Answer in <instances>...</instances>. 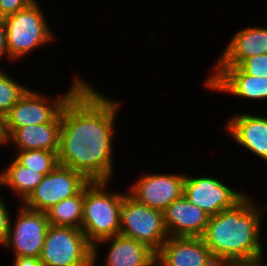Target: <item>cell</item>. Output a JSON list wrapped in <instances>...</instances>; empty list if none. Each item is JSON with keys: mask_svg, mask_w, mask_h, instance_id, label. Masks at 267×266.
<instances>
[{"mask_svg": "<svg viewBox=\"0 0 267 266\" xmlns=\"http://www.w3.org/2000/svg\"><path fill=\"white\" fill-rule=\"evenodd\" d=\"M119 102L86 82L61 110L58 162L89 181H109L113 172L112 136Z\"/></svg>", "mask_w": 267, "mask_h": 266, "instance_id": "obj_1", "label": "cell"}, {"mask_svg": "<svg viewBox=\"0 0 267 266\" xmlns=\"http://www.w3.org/2000/svg\"><path fill=\"white\" fill-rule=\"evenodd\" d=\"M254 205L245 196L232 208L209 217L202 239L221 265L262 259L259 231L263 210Z\"/></svg>", "mask_w": 267, "mask_h": 266, "instance_id": "obj_2", "label": "cell"}, {"mask_svg": "<svg viewBox=\"0 0 267 266\" xmlns=\"http://www.w3.org/2000/svg\"><path fill=\"white\" fill-rule=\"evenodd\" d=\"M107 184V181H90L84 187L81 230L92 246L120 233L121 207L125 194L105 192Z\"/></svg>", "mask_w": 267, "mask_h": 266, "instance_id": "obj_3", "label": "cell"}, {"mask_svg": "<svg viewBox=\"0 0 267 266\" xmlns=\"http://www.w3.org/2000/svg\"><path fill=\"white\" fill-rule=\"evenodd\" d=\"M39 259L42 266H93V246L81 229L49 225Z\"/></svg>", "mask_w": 267, "mask_h": 266, "instance_id": "obj_4", "label": "cell"}, {"mask_svg": "<svg viewBox=\"0 0 267 266\" xmlns=\"http://www.w3.org/2000/svg\"><path fill=\"white\" fill-rule=\"evenodd\" d=\"M157 253L169 237L163 211L150 208L125 194L121 207L120 233Z\"/></svg>", "mask_w": 267, "mask_h": 266, "instance_id": "obj_5", "label": "cell"}, {"mask_svg": "<svg viewBox=\"0 0 267 266\" xmlns=\"http://www.w3.org/2000/svg\"><path fill=\"white\" fill-rule=\"evenodd\" d=\"M38 5L35 1L27 8L4 18L10 59L20 58L53 38Z\"/></svg>", "mask_w": 267, "mask_h": 266, "instance_id": "obj_6", "label": "cell"}, {"mask_svg": "<svg viewBox=\"0 0 267 266\" xmlns=\"http://www.w3.org/2000/svg\"><path fill=\"white\" fill-rule=\"evenodd\" d=\"M79 77L75 79L64 96L48 105V99L28 89L19 101L5 115V129L9 135L14 129L27 125L52 122L60 113L68 99L84 84ZM47 103V104H46Z\"/></svg>", "mask_w": 267, "mask_h": 266, "instance_id": "obj_7", "label": "cell"}, {"mask_svg": "<svg viewBox=\"0 0 267 266\" xmlns=\"http://www.w3.org/2000/svg\"><path fill=\"white\" fill-rule=\"evenodd\" d=\"M90 181L80 172L58 164L46 174L24 201L28 209L46 212L60 201L77 195Z\"/></svg>", "mask_w": 267, "mask_h": 266, "instance_id": "obj_8", "label": "cell"}, {"mask_svg": "<svg viewBox=\"0 0 267 266\" xmlns=\"http://www.w3.org/2000/svg\"><path fill=\"white\" fill-rule=\"evenodd\" d=\"M17 216L19 217L14 228L10 223L8 236L3 245L15 249V257L39 258L49 227L46 212L34 211L23 206Z\"/></svg>", "mask_w": 267, "mask_h": 266, "instance_id": "obj_9", "label": "cell"}, {"mask_svg": "<svg viewBox=\"0 0 267 266\" xmlns=\"http://www.w3.org/2000/svg\"><path fill=\"white\" fill-rule=\"evenodd\" d=\"M184 195L209 216L235 206L246 195L236 192L215 178L187 177L184 182Z\"/></svg>", "mask_w": 267, "mask_h": 266, "instance_id": "obj_10", "label": "cell"}, {"mask_svg": "<svg viewBox=\"0 0 267 266\" xmlns=\"http://www.w3.org/2000/svg\"><path fill=\"white\" fill-rule=\"evenodd\" d=\"M161 266H221L202 237H168L156 253Z\"/></svg>", "mask_w": 267, "mask_h": 266, "instance_id": "obj_11", "label": "cell"}, {"mask_svg": "<svg viewBox=\"0 0 267 266\" xmlns=\"http://www.w3.org/2000/svg\"><path fill=\"white\" fill-rule=\"evenodd\" d=\"M184 182V175H144L131 187L130 195L150 208L164 211L184 195Z\"/></svg>", "mask_w": 267, "mask_h": 266, "instance_id": "obj_12", "label": "cell"}, {"mask_svg": "<svg viewBox=\"0 0 267 266\" xmlns=\"http://www.w3.org/2000/svg\"><path fill=\"white\" fill-rule=\"evenodd\" d=\"M207 87L247 99H267V77L246 74L239 66H216Z\"/></svg>", "mask_w": 267, "mask_h": 266, "instance_id": "obj_13", "label": "cell"}, {"mask_svg": "<svg viewBox=\"0 0 267 266\" xmlns=\"http://www.w3.org/2000/svg\"><path fill=\"white\" fill-rule=\"evenodd\" d=\"M163 214L169 237H202L210 217L185 195L173 201Z\"/></svg>", "mask_w": 267, "mask_h": 266, "instance_id": "obj_14", "label": "cell"}, {"mask_svg": "<svg viewBox=\"0 0 267 266\" xmlns=\"http://www.w3.org/2000/svg\"><path fill=\"white\" fill-rule=\"evenodd\" d=\"M111 242L105 259L106 266H154L156 253L146 245L122 235H116L99 241L93 246V266L97 260V245L101 242Z\"/></svg>", "mask_w": 267, "mask_h": 266, "instance_id": "obj_15", "label": "cell"}, {"mask_svg": "<svg viewBox=\"0 0 267 266\" xmlns=\"http://www.w3.org/2000/svg\"><path fill=\"white\" fill-rule=\"evenodd\" d=\"M239 145L267 161V117L241 114L226 125Z\"/></svg>", "mask_w": 267, "mask_h": 266, "instance_id": "obj_16", "label": "cell"}, {"mask_svg": "<svg viewBox=\"0 0 267 266\" xmlns=\"http://www.w3.org/2000/svg\"><path fill=\"white\" fill-rule=\"evenodd\" d=\"M267 54V28L250 27L232 37L216 66H239L246 58Z\"/></svg>", "mask_w": 267, "mask_h": 266, "instance_id": "obj_17", "label": "cell"}, {"mask_svg": "<svg viewBox=\"0 0 267 266\" xmlns=\"http://www.w3.org/2000/svg\"><path fill=\"white\" fill-rule=\"evenodd\" d=\"M61 129V113L49 123L27 125L14 129L8 135L19 150H48L58 152Z\"/></svg>", "mask_w": 267, "mask_h": 266, "instance_id": "obj_18", "label": "cell"}, {"mask_svg": "<svg viewBox=\"0 0 267 266\" xmlns=\"http://www.w3.org/2000/svg\"><path fill=\"white\" fill-rule=\"evenodd\" d=\"M2 184L8 185L25 201L43 180L44 174L21 165L16 159L2 171Z\"/></svg>", "mask_w": 267, "mask_h": 266, "instance_id": "obj_19", "label": "cell"}, {"mask_svg": "<svg viewBox=\"0 0 267 266\" xmlns=\"http://www.w3.org/2000/svg\"><path fill=\"white\" fill-rule=\"evenodd\" d=\"M84 188L73 197L64 199L46 211L49 225L81 229Z\"/></svg>", "mask_w": 267, "mask_h": 266, "instance_id": "obj_20", "label": "cell"}, {"mask_svg": "<svg viewBox=\"0 0 267 266\" xmlns=\"http://www.w3.org/2000/svg\"><path fill=\"white\" fill-rule=\"evenodd\" d=\"M16 160L23 166L41 174L52 172L58 162V152L48 150H18Z\"/></svg>", "mask_w": 267, "mask_h": 266, "instance_id": "obj_21", "label": "cell"}, {"mask_svg": "<svg viewBox=\"0 0 267 266\" xmlns=\"http://www.w3.org/2000/svg\"><path fill=\"white\" fill-rule=\"evenodd\" d=\"M27 90L28 88L0 72V114L5 116Z\"/></svg>", "mask_w": 267, "mask_h": 266, "instance_id": "obj_22", "label": "cell"}, {"mask_svg": "<svg viewBox=\"0 0 267 266\" xmlns=\"http://www.w3.org/2000/svg\"><path fill=\"white\" fill-rule=\"evenodd\" d=\"M239 67L248 75L267 77V54L248 57Z\"/></svg>", "mask_w": 267, "mask_h": 266, "instance_id": "obj_23", "label": "cell"}, {"mask_svg": "<svg viewBox=\"0 0 267 266\" xmlns=\"http://www.w3.org/2000/svg\"><path fill=\"white\" fill-rule=\"evenodd\" d=\"M36 0H0V17L6 18L33 4Z\"/></svg>", "mask_w": 267, "mask_h": 266, "instance_id": "obj_24", "label": "cell"}, {"mask_svg": "<svg viewBox=\"0 0 267 266\" xmlns=\"http://www.w3.org/2000/svg\"><path fill=\"white\" fill-rule=\"evenodd\" d=\"M6 208L7 207L0 198V245L5 243L10 228V216Z\"/></svg>", "mask_w": 267, "mask_h": 266, "instance_id": "obj_25", "label": "cell"}, {"mask_svg": "<svg viewBox=\"0 0 267 266\" xmlns=\"http://www.w3.org/2000/svg\"><path fill=\"white\" fill-rule=\"evenodd\" d=\"M13 266H42V262L37 257H16Z\"/></svg>", "mask_w": 267, "mask_h": 266, "instance_id": "obj_26", "label": "cell"}, {"mask_svg": "<svg viewBox=\"0 0 267 266\" xmlns=\"http://www.w3.org/2000/svg\"><path fill=\"white\" fill-rule=\"evenodd\" d=\"M5 53L8 54L6 45V25L4 18L0 17V57Z\"/></svg>", "mask_w": 267, "mask_h": 266, "instance_id": "obj_27", "label": "cell"}, {"mask_svg": "<svg viewBox=\"0 0 267 266\" xmlns=\"http://www.w3.org/2000/svg\"><path fill=\"white\" fill-rule=\"evenodd\" d=\"M8 142V135L5 129V116L0 114V144Z\"/></svg>", "mask_w": 267, "mask_h": 266, "instance_id": "obj_28", "label": "cell"}, {"mask_svg": "<svg viewBox=\"0 0 267 266\" xmlns=\"http://www.w3.org/2000/svg\"><path fill=\"white\" fill-rule=\"evenodd\" d=\"M262 260L256 262H242V263H225L221 266H262Z\"/></svg>", "mask_w": 267, "mask_h": 266, "instance_id": "obj_29", "label": "cell"}, {"mask_svg": "<svg viewBox=\"0 0 267 266\" xmlns=\"http://www.w3.org/2000/svg\"><path fill=\"white\" fill-rule=\"evenodd\" d=\"M2 184V173H0V185Z\"/></svg>", "mask_w": 267, "mask_h": 266, "instance_id": "obj_30", "label": "cell"}]
</instances>
